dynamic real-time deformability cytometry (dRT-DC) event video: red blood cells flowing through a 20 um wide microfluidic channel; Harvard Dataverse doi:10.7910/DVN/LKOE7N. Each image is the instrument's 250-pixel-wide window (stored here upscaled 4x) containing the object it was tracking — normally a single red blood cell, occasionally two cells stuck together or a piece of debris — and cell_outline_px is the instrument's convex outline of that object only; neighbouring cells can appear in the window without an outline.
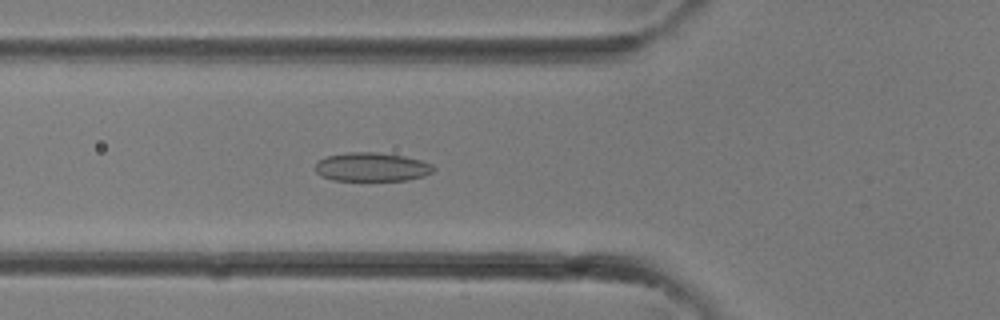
{"species": "common noctule bat (a hibernating species)", "species_latin": "Nyctalus noctula", "temperature_condition": "room temperature", "stored_images_in_passage": 33, "camera_frame_rate_fps": 3000, "um_per_image_px": 0.085, "animal": {"sex": "female"}, "frame": {"image": 1, "passage_image": 11, "time_ms": 3.333, "image_size_px": [1000, 320], "cell_outline_px": [[436, 168], [432, 172], [424, 176], [408, 180], [332, 180], [320, 176], [316, 172], [316, 164], [320, 160], [328, 156], [348, 152], [376, 152], [404, 156], [420, 160], [432, 164]], "centroid_in_image_um": [31.62, 14.2], "position_along_channel_um": 94.2, "area_um2": 19.77}}
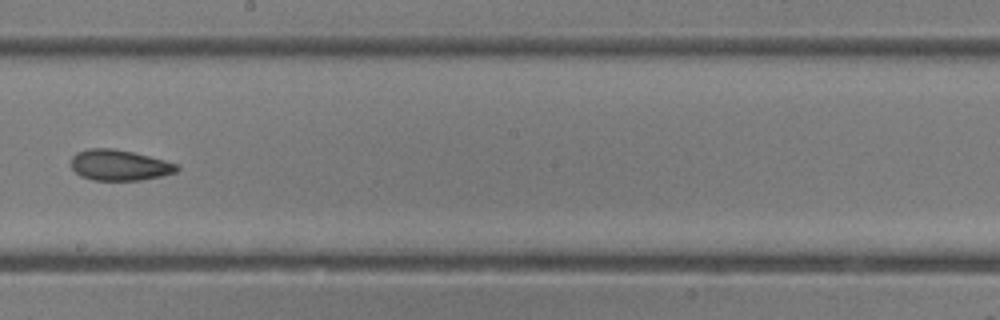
{"frame": {"image": 2, "passage_image": 18, "time_ms": 5.667, "image_size_px": [1000, 320], "cell_outline_px": [[180, 168], [176, 172], [160, 176], [140, 180], [92, 180], [80, 176], [72, 168], [72, 156], [76, 152], [88, 148], [112, 148], [132, 152], [180, 164]], "centroid_in_image_um": [10.15, 14.03], "position_along_channel_um": 238.1, "area_um2": 18.96}}
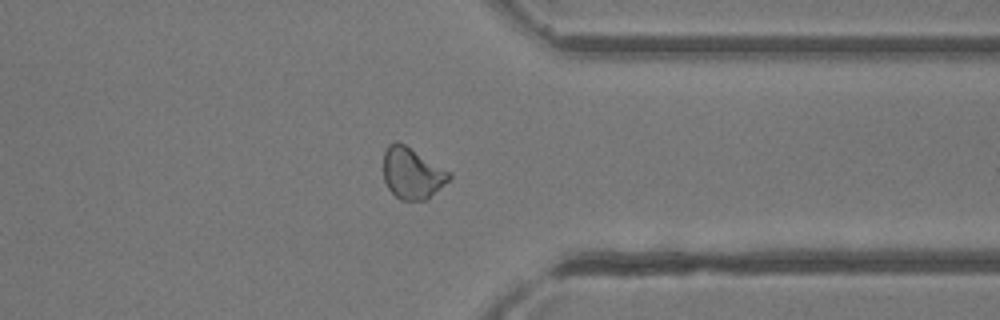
{"frame": {"image": 3, "passage_image": 25, "time_ms": 8.0, "image_size_px": [1000, 320], "cell_outline_px": [[452, 180], [424, 200], [400, 200], [388, 188], [384, 180], [384, 152], [388, 144], [396, 140], [404, 144], [452, 172]], "centroid_in_image_um": [35.06, 14.71], "position_along_channel_um": 376.3, "area_um2": 19.77}}